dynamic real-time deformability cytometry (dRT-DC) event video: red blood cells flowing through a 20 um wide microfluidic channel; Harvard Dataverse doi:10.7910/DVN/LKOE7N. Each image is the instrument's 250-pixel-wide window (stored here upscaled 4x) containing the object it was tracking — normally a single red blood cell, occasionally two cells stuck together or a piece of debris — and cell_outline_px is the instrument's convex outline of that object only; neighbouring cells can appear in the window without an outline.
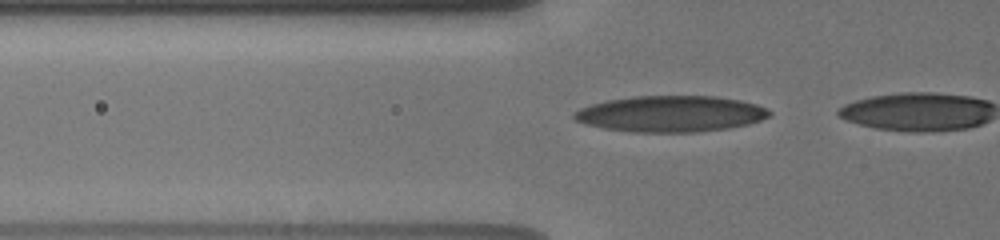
{"species": "human", "species_latin": "Homo sapiens", "temperature_condition": "cold", "stored_images_in_passage": 3, "camera_frame_rate_fps": 3000, "um_per_image_px": 0.085, "donor": {"sex": "male"}, "frame": {"image": 1, "passage_image": 2, "time_ms": 0.333, "image_size_px": [1000, 240], "cell_outline_px": [[772, 112], [768, 116], [760, 120], [748, 124], [728, 128], [696, 132], [632, 132], [604, 128], [584, 124], [576, 120], [572, 116], [572, 112], [580, 108], [592, 104], [608, 100], [632, 96], [716, 96], [740, 100], [756, 104]], "centroid_in_image_um": [56.97, 9.67], "position_along_channel_um": 68.8, "area_um2": 41.1}}